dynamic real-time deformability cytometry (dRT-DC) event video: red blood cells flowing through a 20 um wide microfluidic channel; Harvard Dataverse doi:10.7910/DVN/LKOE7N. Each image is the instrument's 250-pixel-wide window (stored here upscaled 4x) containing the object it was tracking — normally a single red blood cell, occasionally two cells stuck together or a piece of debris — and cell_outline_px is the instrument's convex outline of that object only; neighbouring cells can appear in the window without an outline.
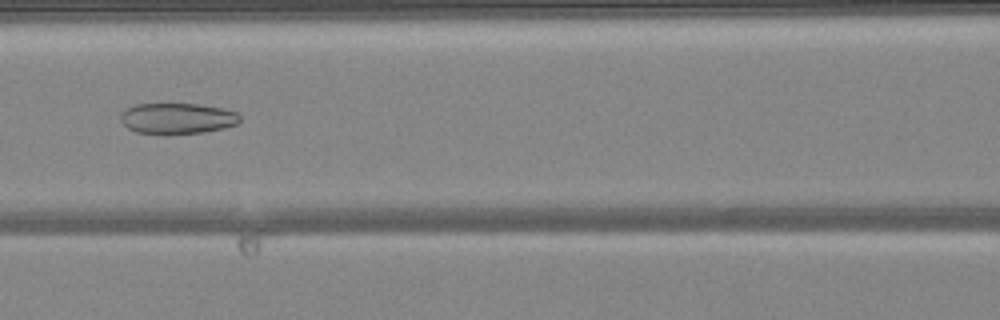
{"species": "common noctule bat (a hibernating species)", "species_latin": "Nyctalus noctula", "temperature_condition": "warm", "stored_images_in_passage": 48, "camera_frame_rate_fps": 3000, "um_per_image_px": 0.085, "animal": {"sex": "female", "body_mass_g": 24.6, "forearm_length_mm": 56.2}, "frame": {"image": 1, "passage_image": 21, "time_ms": 6.667, "image_size_px": [1000, 320], "cell_outline_px": [[240, 120], [236, 124], [224, 128], [204, 132], [136, 132], [128, 128], [120, 120], [120, 112], [124, 108], [136, 104], [200, 104], [224, 108], [236, 112], [240, 116]], "centroid_in_image_um": [15.06, 10.03], "position_along_channel_um": 151.5, "area_um2": 21.1}}
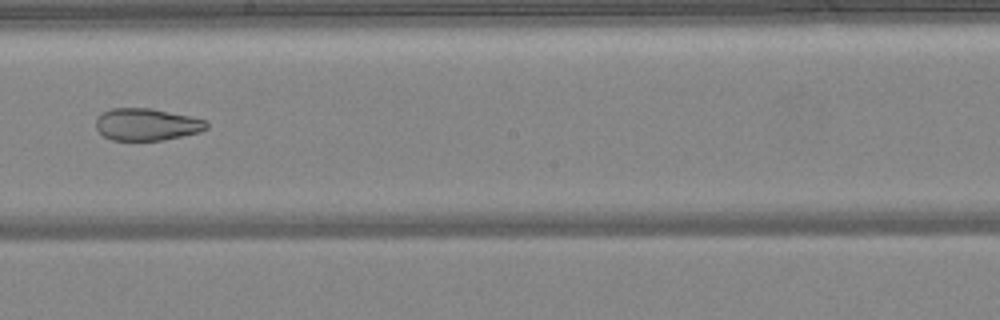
{"frame": {"image": 2, "passage_image": 27, "time_ms": 8.667, "image_size_px": [1000, 320], "cell_outline_px": [[208, 128], [200, 132], [164, 140], [112, 140], [104, 136], [96, 128], [96, 120], [104, 112], [112, 108], [152, 108], [188, 116], [204, 120], [208, 124]], "centroid_in_image_um": [12.48, 10.58], "position_along_channel_um": 235.7, "area_um2": 20.52}}
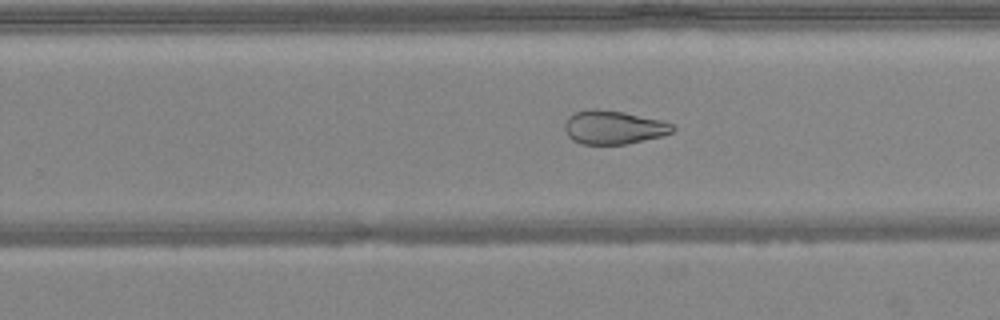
{"frame": {"image": 3, "passage_image": 30, "time_ms": 9.667, "image_size_px": [1000, 320], "cell_outline_px": [[676, 128], [672, 132], [660, 136], [624, 144], [580, 144], [572, 140], [568, 136], [564, 128], [564, 124], [568, 116], [576, 112], [592, 108], [596, 108], [624, 112], [660, 120], [672, 124]], "centroid_in_image_um": [52.1, 10.82], "position_along_channel_um": 277.7, "area_um2": 21.04}, "authors_computed_cell_mechanics": {"area_um2": 28.4954, "velocity_mm_per_s": 4.2231, "shape_relaxation_time_tau1_ms": null, "shape_relaxation_time_tau2_ms": 3.5359, "deformation_change_tau1": null, "deformation_change_tau2": 0.1171}}